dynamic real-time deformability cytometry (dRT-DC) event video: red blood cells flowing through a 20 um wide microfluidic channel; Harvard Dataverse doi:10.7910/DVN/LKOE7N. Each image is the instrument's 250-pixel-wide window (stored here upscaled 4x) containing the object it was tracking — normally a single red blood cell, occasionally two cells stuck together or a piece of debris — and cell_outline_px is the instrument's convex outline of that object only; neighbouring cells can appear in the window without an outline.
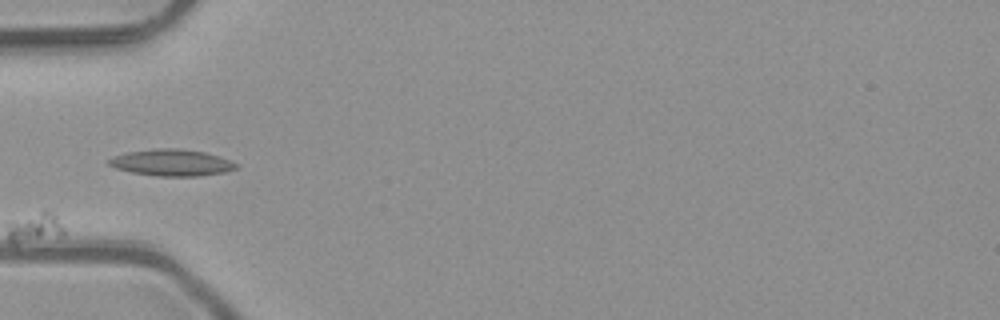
{"species": "common noctule bat (a hibernating species)", "species_latin": "Nyctalus noctula", "temperature_condition": "room temperature", "stored_images_in_passage": 6, "camera_frame_rate_fps": 3000, "um_per_image_px": 0.085, "animal": {"sex": "male", "body_mass_g": 23.1, "forearm_length_mm": 52.7}, "frame": {"image": 1, "passage_image": 4, "time_ms": 1.0, "image_size_px": [1000, 320], "cell_outline_px": [[240, 164], [236, 168], [224, 172], [200, 176], [156, 176], [132, 172], [116, 168], [108, 164], [108, 160], [112, 156], [128, 152], [156, 148], [180, 148], [204, 152]], "centroid_in_image_um": [14.57, 13.82], "position_along_channel_um": 70.4, "area_um2": 19.59}}